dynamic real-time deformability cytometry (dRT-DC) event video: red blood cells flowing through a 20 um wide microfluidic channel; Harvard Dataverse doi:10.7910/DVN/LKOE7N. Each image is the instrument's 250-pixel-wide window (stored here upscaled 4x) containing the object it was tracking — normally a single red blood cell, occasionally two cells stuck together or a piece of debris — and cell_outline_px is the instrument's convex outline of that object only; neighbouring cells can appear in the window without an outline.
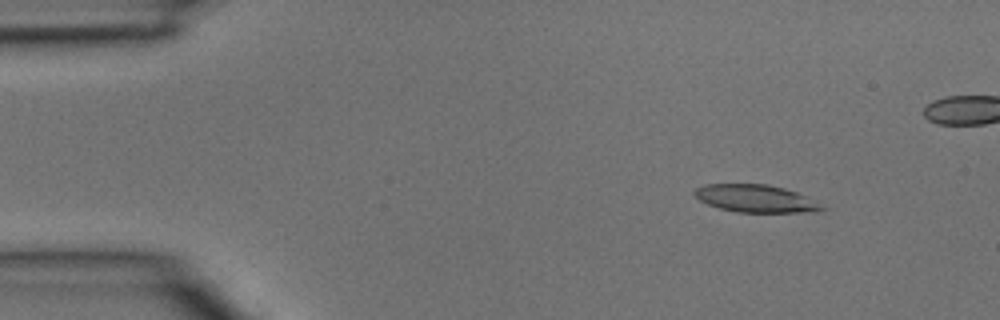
{"species": "common noctule bat (a hibernating species)", "species_latin": "Nyctalus noctula", "temperature_condition": "room temperature", "stored_images_in_passage": 5, "camera_frame_rate_fps": 3000, "um_per_image_px": 0.085, "animal": {"sex": "male", "body_mass_g": 15.6}, "frame": {"image": 1, "passage_image": 2, "time_ms": 0.333, "image_size_px": [1000, 320], "cell_outline_px": [[828, 208], [816, 212], [736, 212], [720, 208], [708, 204], [700, 200], [692, 192], [696, 188], [704, 184], [768, 184], [784, 188], [796, 192]], "centroid_in_image_um": [64.22, 16.87], "position_along_channel_um": 20.8, "area_um2": 20.35}}